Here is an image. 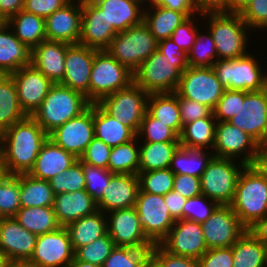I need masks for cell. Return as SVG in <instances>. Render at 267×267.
<instances>
[{"mask_svg": "<svg viewBox=\"0 0 267 267\" xmlns=\"http://www.w3.org/2000/svg\"><path fill=\"white\" fill-rule=\"evenodd\" d=\"M49 135L27 116L0 135L1 168L5 174L29 173Z\"/></svg>", "mask_w": 267, "mask_h": 267, "instance_id": "1", "label": "cell"}, {"mask_svg": "<svg viewBox=\"0 0 267 267\" xmlns=\"http://www.w3.org/2000/svg\"><path fill=\"white\" fill-rule=\"evenodd\" d=\"M187 67V55H163L157 50L133 73V82L148 94L173 93Z\"/></svg>", "mask_w": 267, "mask_h": 267, "instance_id": "2", "label": "cell"}, {"mask_svg": "<svg viewBox=\"0 0 267 267\" xmlns=\"http://www.w3.org/2000/svg\"><path fill=\"white\" fill-rule=\"evenodd\" d=\"M90 104L83 93L56 83L31 117L49 135L71 118L84 112Z\"/></svg>", "mask_w": 267, "mask_h": 267, "instance_id": "3", "label": "cell"}, {"mask_svg": "<svg viewBox=\"0 0 267 267\" xmlns=\"http://www.w3.org/2000/svg\"><path fill=\"white\" fill-rule=\"evenodd\" d=\"M230 206L247 229L267 215V180L253 165L241 172Z\"/></svg>", "mask_w": 267, "mask_h": 267, "instance_id": "4", "label": "cell"}, {"mask_svg": "<svg viewBox=\"0 0 267 267\" xmlns=\"http://www.w3.org/2000/svg\"><path fill=\"white\" fill-rule=\"evenodd\" d=\"M209 21V32L216 46L218 60L241 58L247 55L248 25L240 14H203Z\"/></svg>", "mask_w": 267, "mask_h": 267, "instance_id": "5", "label": "cell"}, {"mask_svg": "<svg viewBox=\"0 0 267 267\" xmlns=\"http://www.w3.org/2000/svg\"><path fill=\"white\" fill-rule=\"evenodd\" d=\"M158 49V41L144 21L119 32L106 51L118 62L134 73L141 63Z\"/></svg>", "mask_w": 267, "mask_h": 267, "instance_id": "6", "label": "cell"}, {"mask_svg": "<svg viewBox=\"0 0 267 267\" xmlns=\"http://www.w3.org/2000/svg\"><path fill=\"white\" fill-rule=\"evenodd\" d=\"M258 63L248 53L241 58L216 60L212 69L225 89L259 92L267 88V74Z\"/></svg>", "mask_w": 267, "mask_h": 267, "instance_id": "7", "label": "cell"}, {"mask_svg": "<svg viewBox=\"0 0 267 267\" xmlns=\"http://www.w3.org/2000/svg\"><path fill=\"white\" fill-rule=\"evenodd\" d=\"M133 82V73L112 57L106 50L95 53L89 81V102L127 88Z\"/></svg>", "mask_w": 267, "mask_h": 267, "instance_id": "8", "label": "cell"}, {"mask_svg": "<svg viewBox=\"0 0 267 267\" xmlns=\"http://www.w3.org/2000/svg\"><path fill=\"white\" fill-rule=\"evenodd\" d=\"M235 161L216 156L212 158L200 177L202 195L219 205H230L239 176L246 166L241 161L240 165H236Z\"/></svg>", "mask_w": 267, "mask_h": 267, "instance_id": "9", "label": "cell"}, {"mask_svg": "<svg viewBox=\"0 0 267 267\" xmlns=\"http://www.w3.org/2000/svg\"><path fill=\"white\" fill-rule=\"evenodd\" d=\"M148 96L143 88L132 82L127 88L102 98L97 104L137 135L147 111Z\"/></svg>", "mask_w": 267, "mask_h": 267, "instance_id": "10", "label": "cell"}, {"mask_svg": "<svg viewBox=\"0 0 267 267\" xmlns=\"http://www.w3.org/2000/svg\"><path fill=\"white\" fill-rule=\"evenodd\" d=\"M225 87L220 83L212 67H187L181 75L175 91L183 97L215 109Z\"/></svg>", "mask_w": 267, "mask_h": 267, "instance_id": "11", "label": "cell"}, {"mask_svg": "<svg viewBox=\"0 0 267 267\" xmlns=\"http://www.w3.org/2000/svg\"><path fill=\"white\" fill-rule=\"evenodd\" d=\"M135 208L143 232L154 245L167 236L176 222L165 205L163 195L150 194L139 189Z\"/></svg>", "mask_w": 267, "mask_h": 267, "instance_id": "12", "label": "cell"}, {"mask_svg": "<svg viewBox=\"0 0 267 267\" xmlns=\"http://www.w3.org/2000/svg\"><path fill=\"white\" fill-rule=\"evenodd\" d=\"M259 146L247 133L228 121L216 122L215 143L212 149V152L215 151L214 156L229 159L240 157L238 163L241 161L246 165H253Z\"/></svg>", "mask_w": 267, "mask_h": 267, "instance_id": "13", "label": "cell"}, {"mask_svg": "<svg viewBox=\"0 0 267 267\" xmlns=\"http://www.w3.org/2000/svg\"><path fill=\"white\" fill-rule=\"evenodd\" d=\"M238 127L259 145L267 144V88L259 92H248L240 100V109L228 121Z\"/></svg>", "mask_w": 267, "mask_h": 267, "instance_id": "14", "label": "cell"}, {"mask_svg": "<svg viewBox=\"0 0 267 267\" xmlns=\"http://www.w3.org/2000/svg\"><path fill=\"white\" fill-rule=\"evenodd\" d=\"M94 137L93 103L80 115L71 118L49 134V139L77 159L84 154Z\"/></svg>", "mask_w": 267, "mask_h": 267, "instance_id": "15", "label": "cell"}, {"mask_svg": "<svg viewBox=\"0 0 267 267\" xmlns=\"http://www.w3.org/2000/svg\"><path fill=\"white\" fill-rule=\"evenodd\" d=\"M201 227L208 249L231 247L247 231L230 205H219Z\"/></svg>", "mask_w": 267, "mask_h": 267, "instance_id": "16", "label": "cell"}, {"mask_svg": "<svg viewBox=\"0 0 267 267\" xmlns=\"http://www.w3.org/2000/svg\"><path fill=\"white\" fill-rule=\"evenodd\" d=\"M159 245L170 254L197 260L208 250L201 224L186 219L177 220Z\"/></svg>", "mask_w": 267, "mask_h": 267, "instance_id": "17", "label": "cell"}, {"mask_svg": "<svg viewBox=\"0 0 267 267\" xmlns=\"http://www.w3.org/2000/svg\"><path fill=\"white\" fill-rule=\"evenodd\" d=\"M107 217V229L115 246L152 249L154 244L146 237L139 224L135 207L111 211Z\"/></svg>", "mask_w": 267, "mask_h": 267, "instance_id": "18", "label": "cell"}, {"mask_svg": "<svg viewBox=\"0 0 267 267\" xmlns=\"http://www.w3.org/2000/svg\"><path fill=\"white\" fill-rule=\"evenodd\" d=\"M74 259L68 231L65 227L37 236L30 261L39 267H68Z\"/></svg>", "mask_w": 267, "mask_h": 267, "instance_id": "19", "label": "cell"}, {"mask_svg": "<svg viewBox=\"0 0 267 267\" xmlns=\"http://www.w3.org/2000/svg\"><path fill=\"white\" fill-rule=\"evenodd\" d=\"M16 85L20 107L27 116L40 107L54 83L32 65L10 74Z\"/></svg>", "mask_w": 267, "mask_h": 267, "instance_id": "20", "label": "cell"}, {"mask_svg": "<svg viewBox=\"0 0 267 267\" xmlns=\"http://www.w3.org/2000/svg\"><path fill=\"white\" fill-rule=\"evenodd\" d=\"M97 51L80 44L70 45L66 50L64 76L59 83L83 93L88 101L90 74Z\"/></svg>", "mask_w": 267, "mask_h": 267, "instance_id": "21", "label": "cell"}, {"mask_svg": "<svg viewBox=\"0 0 267 267\" xmlns=\"http://www.w3.org/2000/svg\"><path fill=\"white\" fill-rule=\"evenodd\" d=\"M117 32L109 25L104 12L93 2L82 5L80 45L106 50Z\"/></svg>", "mask_w": 267, "mask_h": 267, "instance_id": "22", "label": "cell"}, {"mask_svg": "<svg viewBox=\"0 0 267 267\" xmlns=\"http://www.w3.org/2000/svg\"><path fill=\"white\" fill-rule=\"evenodd\" d=\"M82 5L67 3L45 18L46 40L78 44L81 34Z\"/></svg>", "mask_w": 267, "mask_h": 267, "instance_id": "23", "label": "cell"}, {"mask_svg": "<svg viewBox=\"0 0 267 267\" xmlns=\"http://www.w3.org/2000/svg\"><path fill=\"white\" fill-rule=\"evenodd\" d=\"M37 235L29 232L14 217L0 218V250L8 260L30 259Z\"/></svg>", "mask_w": 267, "mask_h": 267, "instance_id": "24", "label": "cell"}, {"mask_svg": "<svg viewBox=\"0 0 267 267\" xmlns=\"http://www.w3.org/2000/svg\"><path fill=\"white\" fill-rule=\"evenodd\" d=\"M139 189L138 175L113 174L97 202L98 210L107 214L114 210L135 207Z\"/></svg>", "mask_w": 267, "mask_h": 267, "instance_id": "25", "label": "cell"}, {"mask_svg": "<svg viewBox=\"0 0 267 267\" xmlns=\"http://www.w3.org/2000/svg\"><path fill=\"white\" fill-rule=\"evenodd\" d=\"M64 42L45 40L31 50V65L54 84L60 83L65 72L66 50Z\"/></svg>", "mask_w": 267, "mask_h": 267, "instance_id": "26", "label": "cell"}, {"mask_svg": "<svg viewBox=\"0 0 267 267\" xmlns=\"http://www.w3.org/2000/svg\"><path fill=\"white\" fill-rule=\"evenodd\" d=\"M53 209L61 227L98 211L97 201L86 190L54 195Z\"/></svg>", "mask_w": 267, "mask_h": 267, "instance_id": "27", "label": "cell"}, {"mask_svg": "<svg viewBox=\"0 0 267 267\" xmlns=\"http://www.w3.org/2000/svg\"><path fill=\"white\" fill-rule=\"evenodd\" d=\"M77 160L72 153L65 151L48 138L28 174L37 179L50 181L53 177L66 171Z\"/></svg>", "mask_w": 267, "mask_h": 267, "instance_id": "28", "label": "cell"}, {"mask_svg": "<svg viewBox=\"0 0 267 267\" xmlns=\"http://www.w3.org/2000/svg\"><path fill=\"white\" fill-rule=\"evenodd\" d=\"M92 1L104 12L109 25H112L117 33L143 22L144 10L141 9L144 7L140 0Z\"/></svg>", "mask_w": 267, "mask_h": 267, "instance_id": "29", "label": "cell"}, {"mask_svg": "<svg viewBox=\"0 0 267 267\" xmlns=\"http://www.w3.org/2000/svg\"><path fill=\"white\" fill-rule=\"evenodd\" d=\"M11 32H9V31ZM31 65V50L23 44L6 22L0 26V71L5 75Z\"/></svg>", "mask_w": 267, "mask_h": 267, "instance_id": "30", "label": "cell"}, {"mask_svg": "<svg viewBox=\"0 0 267 267\" xmlns=\"http://www.w3.org/2000/svg\"><path fill=\"white\" fill-rule=\"evenodd\" d=\"M93 123L95 137L111 148L127 143L137 136L129 127L107 114L97 103H93Z\"/></svg>", "mask_w": 267, "mask_h": 267, "instance_id": "31", "label": "cell"}, {"mask_svg": "<svg viewBox=\"0 0 267 267\" xmlns=\"http://www.w3.org/2000/svg\"><path fill=\"white\" fill-rule=\"evenodd\" d=\"M106 215L98 210L94 214L84 216L65 227L74 252L108 233Z\"/></svg>", "mask_w": 267, "mask_h": 267, "instance_id": "32", "label": "cell"}, {"mask_svg": "<svg viewBox=\"0 0 267 267\" xmlns=\"http://www.w3.org/2000/svg\"><path fill=\"white\" fill-rule=\"evenodd\" d=\"M15 36L30 50L46 40L45 19L21 10L6 21Z\"/></svg>", "mask_w": 267, "mask_h": 267, "instance_id": "33", "label": "cell"}, {"mask_svg": "<svg viewBox=\"0 0 267 267\" xmlns=\"http://www.w3.org/2000/svg\"><path fill=\"white\" fill-rule=\"evenodd\" d=\"M147 112L153 118L172 128L180 136L183 124L180 119L178 96L175 92L149 94Z\"/></svg>", "mask_w": 267, "mask_h": 267, "instance_id": "34", "label": "cell"}, {"mask_svg": "<svg viewBox=\"0 0 267 267\" xmlns=\"http://www.w3.org/2000/svg\"><path fill=\"white\" fill-rule=\"evenodd\" d=\"M231 247L233 267H267V246L248 229Z\"/></svg>", "mask_w": 267, "mask_h": 267, "instance_id": "35", "label": "cell"}, {"mask_svg": "<svg viewBox=\"0 0 267 267\" xmlns=\"http://www.w3.org/2000/svg\"><path fill=\"white\" fill-rule=\"evenodd\" d=\"M149 6L152 9L150 7L144 10L143 21L157 41L170 38L172 32L188 18L184 13L176 10L154 4H149Z\"/></svg>", "mask_w": 267, "mask_h": 267, "instance_id": "36", "label": "cell"}, {"mask_svg": "<svg viewBox=\"0 0 267 267\" xmlns=\"http://www.w3.org/2000/svg\"><path fill=\"white\" fill-rule=\"evenodd\" d=\"M216 122L214 116H207L185 124L179 136L180 146L188 149H206V151L209 148L213 149Z\"/></svg>", "mask_w": 267, "mask_h": 267, "instance_id": "37", "label": "cell"}, {"mask_svg": "<svg viewBox=\"0 0 267 267\" xmlns=\"http://www.w3.org/2000/svg\"><path fill=\"white\" fill-rule=\"evenodd\" d=\"M27 115L20 107L16 85L11 75L0 79V135Z\"/></svg>", "mask_w": 267, "mask_h": 267, "instance_id": "38", "label": "cell"}, {"mask_svg": "<svg viewBox=\"0 0 267 267\" xmlns=\"http://www.w3.org/2000/svg\"><path fill=\"white\" fill-rule=\"evenodd\" d=\"M21 207L54 205V194L49 181L37 179L28 173L19 174Z\"/></svg>", "mask_w": 267, "mask_h": 267, "instance_id": "39", "label": "cell"}, {"mask_svg": "<svg viewBox=\"0 0 267 267\" xmlns=\"http://www.w3.org/2000/svg\"><path fill=\"white\" fill-rule=\"evenodd\" d=\"M14 218L25 229L37 236L61 227L56 219L53 206L21 207Z\"/></svg>", "mask_w": 267, "mask_h": 267, "instance_id": "40", "label": "cell"}, {"mask_svg": "<svg viewBox=\"0 0 267 267\" xmlns=\"http://www.w3.org/2000/svg\"><path fill=\"white\" fill-rule=\"evenodd\" d=\"M142 144V145H141ZM139 146V172L167 169L179 142L141 143Z\"/></svg>", "mask_w": 267, "mask_h": 267, "instance_id": "41", "label": "cell"}, {"mask_svg": "<svg viewBox=\"0 0 267 267\" xmlns=\"http://www.w3.org/2000/svg\"><path fill=\"white\" fill-rule=\"evenodd\" d=\"M204 149H188L179 146L172 156L169 169L174 174L201 177L209 162L214 157Z\"/></svg>", "mask_w": 267, "mask_h": 267, "instance_id": "42", "label": "cell"}, {"mask_svg": "<svg viewBox=\"0 0 267 267\" xmlns=\"http://www.w3.org/2000/svg\"><path fill=\"white\" fill-rule=\"evenodd\" d=\"M138 139L136 136L127 143L112 147L108 161V170L111 173L138 175L140 157Z\"/></svg>", "mask_w": 267, "mask_h": 267, "instance_id": "43", "label": "cell"}, {"mask_svg": "<svg viewBox=\"0 0 267 267\" xmlns=\"http://www.w3.org/2000/svg\"><path fill=\"white\" fill-rule=\"evenodd\" d=\"M20 208L19 174H0V218L14 217Z\"/></svg>", "mask_w": 267, "mask_h": 267, "instance_id": "44", "label": "cell"}, {"mask_svg": "<svg viewBox=\"0 0 267 267\" xmlns=\"http://www.w3.org/2000/svg\"><path fill=\"white\" fill-rule=\"evenodd\" d=\"M207 32L208 35L198 32L191 50L187 53V65L189 67H212L214 62L218 60L215 43L211 33Z\"/></svg>", "mask_w": 267, "mask_h": 267, "instance_id": "45", "label": "cell"}, {"mask_svg": "<svg viewBox=\"0 0 267 267\" xmlns=\"http://www.w3.org/2000/svg\"><path fill=\"white\" fill-rule=\"evenodd\" d=\"M49 182L54 195L85 190L83 163L78 159L66 171L53 177Z\"/></svg>", "mask_w": 267, "mask_h": 267, "instance_id": "46", "label": "cell"}, {"mask_svg": "<svg viewBox=\"0 0 267 267\" xmlns=\"http://www.w3.org/2000/svg\"><path fill=\"white\" fill-rule=\"evenodd\" d=\"M174 176L169 168L139 172V188L142 192L164 196L173 189Z\"/></svg>", "mask_w": 267, "mask_h": 267, "instance_id": "47", "label": "cell"}, {"mask_svg": "<svg viewBox=\"0 0 267 267\" xmlns=\"http://www.w3.org/2000/svg\"><path fill=\"white\" fill-rule=\"evenodd\" d=\"M115 248L114 241L109 234L102 236L95 241L78 248L74 252V257L77 260L92 263L102 267L111 251Z\"/></svg>", "mask_w": 267, "mask_h": 267, "instance_id": "48", "label": "cell"}, {"mask_svg": "<svg viewBox=\"0 0 267 267\" xmlns=\"http://www.w3.org/2000/svg\"><path fill=\"white\" fill-rule=\"evenodd\" d=\"M151 249L115 246L102 267H144Z\"/></svg>", "mask_w": 267, "mask_h": 267, "instance_id": "49", "label": "cell"}, {"mask_svg": "<svg viewBox=\"0 0 267 267\" xmlns=\"http://www.w3.org/2000/svg\"><path fill=\"white\" fill-rule=\"evenodd\" d=\"M145 135L144 143L179 142V135L170 127L153 118L147 111L137 137Z\"/></svg>", "mask_w": 267, "mask_h": 267, "instance_id": "50", "label": "cell"}, {"mask_svg": "<svg viewBox=\"0 0 267 267\" xmlns=\"http://www.w3.org/2000/svg\"><path fill=\"white\" fill-rule=\"evenodd\" d=\"M85 174V190L97 202L103 195L104 190L108 187L110 178L113 175L108 169L83 164Z\"/></svg>", "mask_w": 267, "mask_h": 267, "instance_id": "51", "label": "cell"}, {"mask_svg": "<svg viewBox=\"0 0 267 267\" xmlns=\"http://www.w3.org/2000/svg\"><path fill=\"white\" fill-rule=\"evenodd\" d=\"M205 195L189 198L183 206V219L203 223L205 222L219 206L213 200L209 202Z\"/></svg>", "mask_w": 267, "mask_h": 267, "instance_id": "52", "label": "cell"}, {"mask_svg": "<svg viewBox=\"0 0 267 267\" xmlns=\"http://www.w3.org/2000/svg\"><path fill=\"white\" fill-rule=\"evenodd\" d=\"M247 91L225 89L222 97L219 99L217 106L213 110L217 122H227L240 109V100H244Z\"/></svg>", "mask_w": 267, "mask_h": 267, "instance_id": "53", "label": "cell"}, {"mask_svg": "<svg viewBox=\"0 0 267 267\" xmlns=\"http://www.w3.org/2000/svg\"><path fill=\"white\" fill-rule=\"evenodd\" d=\"M111 150L101 139L94 137L79 160L83 164L108 169Z\"/></svg>", "mask_w": 267, "mask_h": 267, "instance_id": "54", "label": "cell"}, {"mask_svg": "<svg viewBox=\"0 0 267 267\" xmlns=\"http://www.w3.org/2000/svg\"><path fill=\"white\" fill-rule=\"evenodd\" d=\"M240 15L251 30L253 28L267 29V0L251 1Z\"/></svg>", "mask_w": 267, "mask_h": 267, "instance_id": "55", "label": "cell"}, {"mask_svg": "<svg viewBox=\"0 0 267 267\" xmlns=\"http://www.w3.org/2000/svg\"><path fill=\"white\" fill-rule=\"evenodd\" d=\"M178 104L180 107V119L183 126L195 120L206 118L207 116H214L213 110L202 103L178 97Z\"/></svg>", "mask_w": 267, "mask_h": 267, "instance_id": "56", "label": "cell"}, {"mask_svg": "<svg viewBox=\"0 0 267 267\" xmlns=\"http://www.w3.org/2000/svg\"><path fill=\"white\" fill-rule=\"evenodd\" d=\"M199 267H233L232 247L208 249L199 259Z\"/></svg>", "mask_w": 267, "mask_h": 267, "instance_id": "57", "label": "cell"}, {"mask_svg": "<svg viewBox=\"0 0 267 267\" xmlns=\"http://www.w3.org/2000/svg\"><path fill=\"white\" fill-rule=\"evenodd\" d=\"M193 21L191 16L188 17L172 32L170 37L186 54L191 50L199 32Z\"/></svg>", "mask_w": 267, "mask_h": 267, "instance_id": "58", "label": "cell"}, {"mask_svg": "<svg viewBox=\"0 0 267 267\" xmlns=\"http://www.w3.org/2000/svg\"><path fill=\"white\" fill-rule=\"evenodd\" d=\"M173 189L177 190L186 199L197 197L202 194L200 177L175 174Z\"/></svg>", "mask_w": 267, "mask_h": 267, "instance_id": "59", "label": "cell"}, {"mask_svg": "<svg viewBox=\"0 0 267 267\" xmlns=\"http://www.w3.org/2000/svg\"><path fill=\"white\" fill-rule=\"evenodd\" d=\"M66 4L65 0H25L23 10L45 19Z\"/></svg>", "mask_w": 267, "mask_h": 267, "instance_id": "60", "label": "cell"}, {"mask_svg": "<svg viewBox=\"0 0 267 267\" xmlns=\"http://www.w3.org/2000/svg\"><path fill=\"white\" fill-rule=\"evenodd\" d=\"M151 252L164 264V267H199L197 259L170 254L159 244H155Z\"/></svg>", "mask_w": 267, "mask_h": 267, "instance_id": "61", "label": "cell"}, {"mask_svg": "<svg viewBox=\"0 0 267 267\" xmlns=\"http://www.w3.org/2000/svg\"><path fill=\"white\" fill-rule=\"evenodd\" d=\"M150 4L166 7L184 13L187 17L199 15L198 7L194 0H149Z\"/></svg>", "mask_w": 267, "mask_h": 267, "instance_id": "62", "label": "cell"}, {"mask_svg": "<svg viewBox=\"0 0 267 267\" xmlns=\"http://www.w3.org/2000/svg\"><path fill=\"white\" fill-rule=\"evenodd\" d=\"M163 198L165 205L169 208V213L172 218L175 221L183 219V206L187 199L175 189L169 191Z\"/></svg>", "mask_w": 267, "mask_h": 267, "instance_id": "63", "label": "cell"}, {"mask_svg": "<svg viewBox=\"0 0 267 267\" xmlns=\"http://www.w3.org/2000/svg\"><path fill=\"white\" fill-rule=\"evenodd\" d=\"M200 15L228 13L229 0H194Z\"/></svg>", "mask_w": 267, "mask_h": 267, "instance_id": "64", "label": "cell"}, {"mask_svg": "<svg viewBox=\"0 0 267 267\" xmlns=\"http://www.w3.org/2000/svg\"><path fill=\"white\" fill-rule=\"evenodd\" d=\"M25 0H0V17L6 22L23 10Z\"/></svg>", "mask_w": 267, "mask_h": 267, "instance_id": "65", "label": "cell"}, {"mask_svg": "<svg viewBox=\"0 0 267 267\" xmlns=\"http://www.w3.org/2000/svg\"><path fill=\"white\" fill-rule=\"evenodd\" d=\"M248 230L257 240L267 245V215L257 220Z\"/></svg>", "mask_w": 267, "mask_h": 267, "instance_id": "66", "label": "cell"}, {"mask_svg": "<svg viewBox=\"0 0 267 267\" xmlns=\"http://www.w3.org/2000/svg\"><path fill=\"white\" fill-rule=\"evenodd\" d=\"M163 55H187L171 38L158 41V49Z\"/></svg>", "mask_w": 267, "mask_h": 267, "instance_id": "67", "label": "cell"}, {"mask_svg": "<svg viewBox=\"0 0 267 267\" xmlns=\"http://www.w3.org/2000/svg\"><path fill=\"white\" fill-rule=\"evenodd\" d=\"M253 166L267 180V144L259 146Z\"/></svg>", "mask_w": 267, "mask_h": 267, "instance_id": "68", "label": "cell"}, {"mask_svg": "<svg viewBox=\"0 0 267 267\" xmlns=\"http://www.w3.org/2000/svg\"><path fill=\"white\" fill-rule=\"evenodd\" d=\"M253 0H229L228 13L240 14Z\"/></svg>", "mask_w": 267, "mask_h": 267, "instance_id": "69", "label": "cell"}, {"mask_svg": "<svg viewBox=\"0 0 267 267\" xmlns=\"http://www.w3.org/2000/svg\"><path fill=\"white\" fill-rule=\"evenodd\" d=\"M144 267H164V264L151 252L146 257Z\"/></svg>", "mask_w": 267, "mask_h": 267, "instance_id": "70", "label": "cell"}, {"mask_svg": "<svg viewBox=\"0 0 267 267\" xmlns=\"http://www.w3.org/2000/svg\"><path fill=\"white\" fill-rule=\"evenodd\" d=\"M7 267H39V266L31 262L29 259H26V260H11L8 262Z\"/></svg>", "mask_w": 267, "mask_h": 267, "instance_id": "71", "label": "cell"}, {"mask_svg": "<svg viewBox=\"0 0 267 267\" xmlns=\"http://www.w3.org/2000/svg\"><path fill=\"white\" fill-rule=\"evenodd\" d=\"M68 267H100V266L94 265L92 263L84 262L81 260H77L74 257V259L72 260V262L69 264Z\"/></svg>", "mask_w": 267, "mask_h": 267, "instance_id": "72", "label": "cell"}, {"mask_svg": "<svg viewBox=\"0 0 267 267\" xmlns=\"http://www.w3.org/2000/svg\"><path fill=\"white\" fill-rule=\"evenodd\" d=\"M8 262L7 256L0 250V267H7Z\"/></svg>", "mask_w": 267, "mask_h": 267, "instance_id": "73", "label": "cell"}, {"mask_svg": "<svg viewBox=\"0 0 267 267\" xmlns=\"http://www.w3.org/2000/svg\"><path fill=\"white\" fill-rule=\"evenodd\" d=\"M65 1L67 3H76L74 1H77V4L84 5V4L91 2L92 0H65Z\"/></svg>", "mask_w": 267, "mask_h": 267, "instance_id": "74", "label": "cell"}, {"mask_svg": "<svg viewBox=\"0 0 267 267\" xmlns=\"http://www.w3.org/2000/svg\"><path fill=\"white\" fill-rule=\"evenodd\" d=\"M2 168H1V154H0V174H2Z\"/></svg>", "mask_w": 267, "mask_h": 267, "instance_id": "75", "label": "cell"}, {"mask_svg": "<svg viewBox=\"0 0 267 267\" xmlns=\"http://www.w3.org/2000/svg\"><path fill=\"white\" fill-rule=\"evenodd\" d=\"M141 2H143V5H145L144 3H146L147 2V0H140ZM147 3H149V0H148V2Z\"/></svg>", "mask_w": 267, "mask_h": 267, "instance_id": "76", "label": "cell"}, {"mask_svg": "<svg viewBox=\"0 0 267 267\" xmlns=\"http://www.w3.org/2000/svg\"><path fill=\"white\" fill-rule=\"evenodd\" d=\"M5 74L0 71V79L4 76Z\"/></svg>", "mask_w": 267, "mask_h": 267, "instance_id": "77", "label": "cell"}, {"mask_svg": "<svg viewBox=\"0 0 267 267\" xmlns=\"http://www.w3.org/2000/svg\"><path fill=\"white\" fill-rule=\"evenodd\" d=\"M4 23V21L2 20V18L0 17V26Z\"/></svg>", "mask_w": 267, "mask_h": 267, "instance_id": "78", "label": "cell"}]
</instances>
